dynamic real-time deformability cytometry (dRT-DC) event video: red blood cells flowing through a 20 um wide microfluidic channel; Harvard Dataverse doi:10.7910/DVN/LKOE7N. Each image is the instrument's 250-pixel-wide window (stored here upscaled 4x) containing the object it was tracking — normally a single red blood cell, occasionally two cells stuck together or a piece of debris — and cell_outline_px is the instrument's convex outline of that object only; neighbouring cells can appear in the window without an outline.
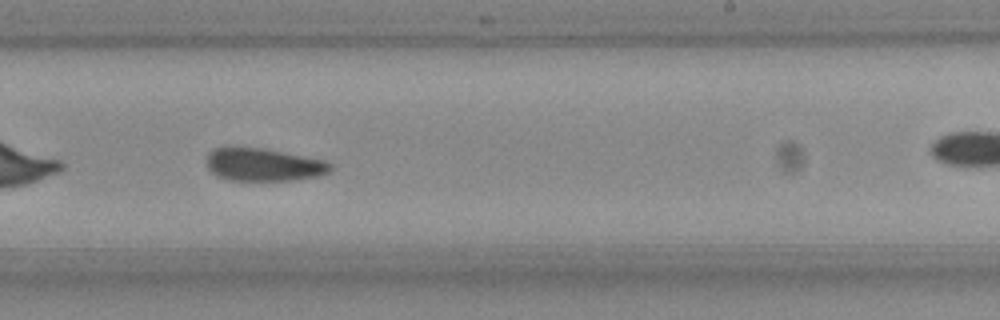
{"species": "Egyptian fruit bat (a non-hibernating species)", "species_latin": "Rousettus aegyptiacus", "temperature_condition": "room temperature", "stored_images_in_passage": 40, "camera_frame_rate_fps": 3000, "um_per_image_px": 0.085, "frame": {"image": 1, "passage_image": 18, "time_ms": 5.667, "image_size_px": [1000, 320], "cell_outline_px": [[332, 168], [328, 172], [320, 176], [292, 180], [228, 180], [216, 176], [208, 168], [208, 152], [216, 148], [228, 144], [264, 148], [324, 160], [332, 164]], "centroid_in_image_um": [22.35, 13.96], "position_along_channel_um": 266.6, "area_um2": 24.16}, "authors_computed_cell_mechanics": {"area_um2": 24.1604, "velocity_mm_per_s": 3.7252, "shape_relaxation_time_tau1_ms": 3.2467, "shape_relaxation_time_tau2_ms": 6.1142, "deformation_change_tau1": 0.1043, "deformation_change_tau2": 0.1089}}